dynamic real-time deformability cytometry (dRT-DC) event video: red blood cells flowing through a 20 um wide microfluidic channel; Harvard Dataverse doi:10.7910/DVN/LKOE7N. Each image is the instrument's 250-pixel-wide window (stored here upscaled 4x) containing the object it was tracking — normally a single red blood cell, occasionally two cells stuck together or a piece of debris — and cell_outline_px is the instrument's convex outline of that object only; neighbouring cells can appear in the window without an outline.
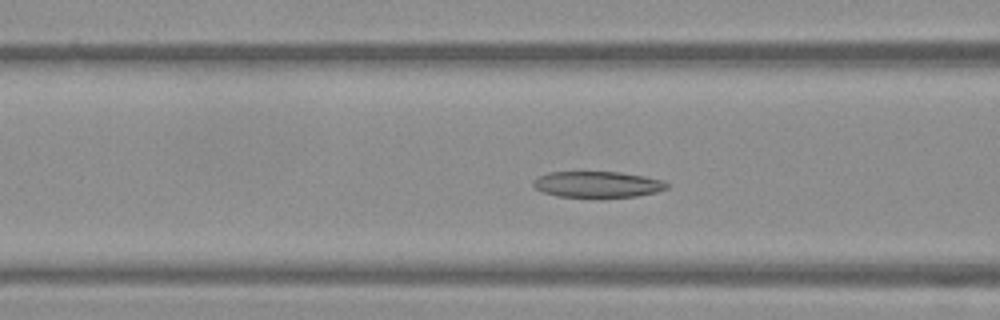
{"species": "Egyptian fruit bat (a non-hibernating species)", "species_latin": "Rousettus aegyptiacus", "temperature_condition": "warm", "stored_images_in_passage": 42, "camera_frame_rate_fps": 3000, "um_per_image_px": 0.085, "frame": {"image": 1, "passage_image": 10, "time_ms": 3.0, "image_size_px": [1000, 320], "cell_outline_px": [[672, 184], [668, 188], [656, 192], [636, 196], [600, 200], [556, 196], [544, 192], [536, 188], [532, 184], [532, 180], [548, 172], [620, 172], [644, 176], [660, 180]], "centroid_in_image_um": [50.8, 15.72], "position_along_channel_um": 115.8, "area_um2": 21.15}}
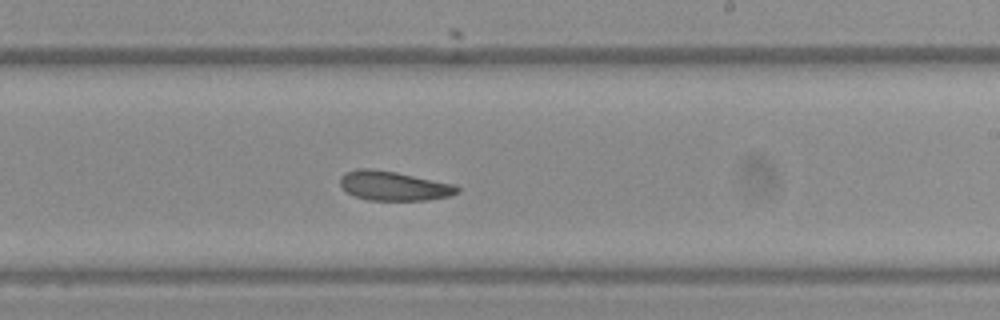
{"frame": {"image": 2, "passage_image": 21, "time_ms": 6.667, "image_size_px": [1000, 320], "cell_outline_px": [[460, 192], [452, 196], [428, 200], [368, 200], [356, 196], [348, 192], [340, 184], [340, 176], [344, 172], [356, 168], [372, 168], [396, 172], [456, 184], [460, 188]], "centroid_in_image_um": [33.51, 15.79], "position_along_channel_um": 255.5, "area_um2": 20.29}}
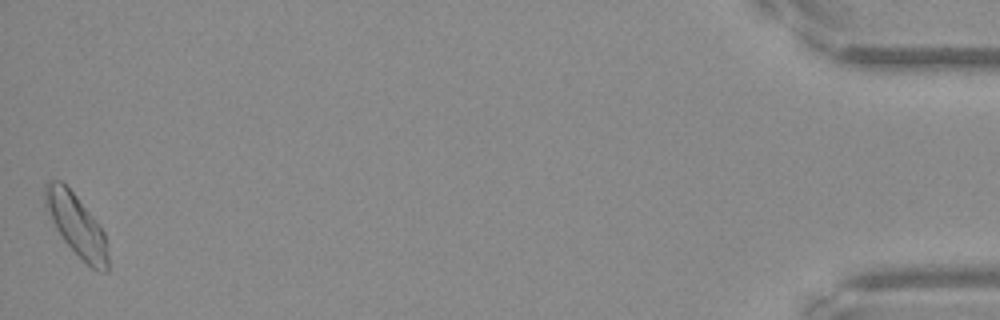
{"frame": {"image": 3, "passage_image": 42, "time_ms": 13.667, "image_size_px": [1000, 320], "cell_outline_px": [[108, 272], [104, 272], [92, 268], [64, 240], [56, 228], [44, 208], [44, 184], [48, 180], [60, 180], [76, 196], [96, 220], [104, 232], [108, 256]], "centroid_in_image_um": [6.47, 19.1], "position_along_channel_um": 428.7, "area_um2": 22.31}, "authors_computed_cell_mechanics": {"area_um2": 21.0392, "velocity_mm_per_s": 3.8065, "shape_relaxation_time_tau1_ms": 8.4936, "shape_relaxation_time_tau2_ms": 6.3629, "deformation_change_tau1": 0.1441, "deformation_change_tau2": 0.1426}}